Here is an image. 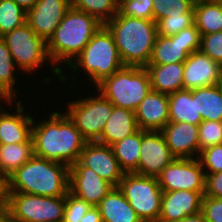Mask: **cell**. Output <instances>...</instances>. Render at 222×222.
Instances as JSON below:
<instances>
[{
    "mask_svg": "<svg viewBox=\"0 0 222 222\" xmlns=\"http://www.w3.org/2000/svg\"><path fill=\"white\" fill-rule=\"evenodd\" d=\"M153 0H118V13L132 18L153 20Z\"/></svg>",
    "mask_w": 222,
    "mask_h": 222,
    "instance_id": "34",
    "label": "cell"
},
{
    "mask_svg": "<svg viewBox=\"0 0 222 222\" xmlns=\"http://www.w3.org/2000/svg\"><path fill=\"white\" fill-rule=\"evenodd\" d=\"M0 222H13L7 211L0 213Z\"/></svg>",
    "mask_w": 222,
    "mask_h": 222,
    "instance_id": "46",
    "label": "cell"
},
{
    "mask_svg": "<svg viewBox=\"0 0 222 222\" xmlns=\"http://www.w3.org/2000/svg\"><path fill=\"white\" fill-rule=\"evenodd\" d=\"M79 161L114 187H118L125 174L120 168L111 146L97 141L86 142Z\"/></svg>",
    "mask_w": 222,
    "mask_h": 222,
    "instance_id": "16",
    "label": "cell"
},
{
    "mask_svg": "<svg viewBox=\"0 0 222 222\" xmlns=\"http://www.w3.org/2000/svg\"><path fill=\"white\" fill-rule=\"evenodd\" d=\"M80 222H102L98 207H91Z\"/></svg>",
    "mask_w": 222,
    "mask_h": 222,
    "instance_id": "43",
    "label": "cell"
},
{
    "mask_svg": "<svg viewBox=\"0 0 222 222\" xmlns=\"http://www.w3.org/2000/svg\"><path fill=\"white\" fill-rule=\"evenodd\" d=\"M176 222H207V221H206V218H205L203 212L200 211L196 214L186 216V217H184L181 220L176 221Z\"/></svg>",
    "mask_w": 222,
    "mask_h": 222,
    "instance_id": "44",
    "label": "cell"
},
{
    "mask_svg": "<svg viewBox=\"0 0 222 222\" xmlns=\"http://www.w3.org/2000/svg\"><path fill=\"white\" fill-rule=\"evenodd\" d=\"M27 12L13 0H0V37L26 23Z\"/></svg>",
    "mask_w": 222,
    "mask_h": 222,
    "instance_id": "32",
    "label": "cell"
},
{
    "mask_svg": "<svg viewBox=\"0 0 222 222\" xmlns=\"http://www.w3.org/2000/svg\"><path fill=\"white\" fill-rule=\"evenodd\" d=\"M118 188L142 222H158L163 191L157 177L125 173Z\"/></svg>",
    "mask_w": 222,
    "mask_h": 222,
    "instance_id": "7",
    "label": "cell"
},
{
    "mask_svg": "<svg viewBox=\"0 0 222 222\" xmlns=\"http://www.w3.org/2000/svg\"><path fill=\"white\" fill-rule=\"evenodd\" d=\"M141 146V129L111 145L120 168L125 173H133L138 168Z\"/></svg>",
    "mask_w": 222,
    "mask_h": 222,
    "instance_id": "30",
    "label": "cell"
},
{
    "mask_svg": "<svg viewBox=\"0 0 222 222\" xmlns=\"http://www.w3.org/2000/svg\"><path fill=\"white\" fill-rule=\"evenodd\" d=\"M17 69L5 40L0 37V96L4 100V105L9 103V108L11 104L14 105V100H17L16 94L19 93L15 90L18 79L14 76L17 73L21 74L18 76H22V73L17 72Z\"/></svg>",
    "mask_w": 222,
    "mask_h": 222,
    "instance_id": "27",
    "label": "cell"
},
{
    "mask_svg": "<svg viewBox=\"0 0 222 222\" xmlns=\"http://www.w3.org/2000/svg\"><path fill=\"white\" fill-rule=\"evenodd\" d=\"M65 196L46 197L7 192V209L13 222H62Z\"/></svg>",
    "mask_w": 222,
    "mask_h": 222,
    "instance_id": "8",
    "label": "cell"
},
{
    "mask_svg": "<svg viewBox=\"0 0 222 222\" xmlns=\"http://www.w3.org/2000/svg\"><path fill=\"white\" fill-rule=\"evenodd\" d=\"M2 38L7 44L16 67L22 71V74L34 73L47 61L51 66L47 42L38 36L27 22L6 33Z\"/></svg>",
    "mask_w": 222,
    "mask_h": 222,
    "instance_id": "9",
    "label": "cell"
},
{
    "mask_svg": "<svg viewBox=\"0 0 222 222\" xmlns=\"http://www.w3.org/2000/svg\"><path fill=\"white\" fill-rule=\"evenodd\" d=\"M69 169L65 164L33 156L7 178V192L65 196L69 192Z\"/></svg>",
    "mask_w": 222,
    "mask_h": 222,
    "instance_id": "3",
    "label": "cell"
},
{
    "mask_svg": "<svg viewBox=\"0 0 222 222\" xmlns=\"http://www.w3.org/2000/svg\"><path fill=\"white\" fill-rule=\"evenodd\" d=\"M15 1L20 7H22L26 12L31 9L37 0H13Z\"/></svg>",
    "mask_w": 222,
    "mask_h": 222,
    "instance_id": "45",
    "label": "cell"
},
{
    "mask_svg": "<svg viewBox=\"0 0 222 222\" xmlns=\"http://www.w3.org/2000/svg\"><path fill=\"white\" fill-rule=\"evenodd\" d=\"M16 103L14 113L6 111L8 107L0 106V144L33 142L32 124L35 116L24 112L26 109L22 101L18 100Z\"/></svg>",
    "mask_w": 222,
    "mask_h": 222,
    "instance_id": "20",
    "label": "cell"
},
{
    "mask_svg": "<svg viewBox=\"0 0 222 222\" xmlns=\"http://www.w3.org/2000/svg\"><path fill=\"white\" fill-rule=\"evenodd\" d=\"M198 160L205 175L222 172V143L200 151Z\"/></svg>",
    "mask_w": 222,
    "mask_h": 222,
    "instance_id": "37",
    "label": "cell"
},
{
    "mask_svg": "<svg viewBox=\"0 0 222 222\" xmlns=\"http://www.w3.org/2000/svg\"><path fill=\"white\" fill-rule=\"evenodd\" d=\"M199 125L169 121L161 133L175 158H198ZM197 155V156H196Z\"/></svg>",
    "mask_w": 222,
    "mask_h": 222,
    "instance_id": "18",
    "label": "cell"
},
{
    "mask_svg": "<svg viewBox=\"0 0 222 222\" xmlns=\"http://www.w3.org/2000/svg\"><path fill=\"white\" fill-rule=\"evenodd\" d=\"M222 83V66L200 50L184 61L183 88L192 90Z\"/></svg>",
    "mask_w": 222,
    "mask_h": 222,
    "instance_id": "17",
    "label": "cell"
},
{
    "mask_svg": "<svg viewBox=\"0 0 222 222\" xmlns=\"http://www.w3.org/2000/svg\"><path fill=\"white\" fill-rule=\"evenodd\" d=\"M199 50L222 66V31L202 35Z\"/></svg>",
    "mask_w": 222,
    "mask_h": 222,
    "instance_id": "39",
    "label": "cell"
},
{
    "mask_svg": "<svg viewBox=\"0 0 222 222\" xmlns=\"http://www.w3.org/2000/svg\"><path fill=\"white\" fill-rule=\"evenodd\" d=\"M124 67L118 48L116 47L113 34L105 25L93 35L81 53L67 67L74 72L71 81H75V73L83 72L89 76V83H94L95 87L105 78L110 77L116 71ZM73 70V71H72ZM86 73V74H85Z\"/></svg>",
    "mask_w": 222,
    "mask_h": 222,
    "instance_id": "5",
    "label": "cell"
},
{
    "mask_svg": "<svg viewBox=\"0 0 222 222\" xmlns=\"http://www.w3.org/2000/svg\"><path fill=\"white\" fill-rule=\"evenodd\" d=\"M163 192H205V173L198 158H175L157 176Z\"/></svg>",
    "mask_w": 222,
    "mask_h": 222,
    "instance_id": "12",
    "label": "cell"
},
{
    "mask_svg": "<svg viewBox=\"0 0 222 222\" xmlns=\"http://www.w3.org/2000/svg\"><path fill=\"white\" fill-rule=\"evenodd\" d=\"M201 37L195 23L172 36L157 35L148 64L184 62L190 54L199 51Z\"/></svg>",
    "mask_w": 222,
    "mask_h": 222,
    "instance_id": "11",
    "label": "cell"
},
{
    "mask_svg": "<svg viewBox=\"0 0 222 222\" xmlns=\"http://www.w3.org/2000/svg\"><path fill=\"white\" fill-rule=\"evenodd\" d=\"M7 209V179L0 174V213Z\"/></svg>",
    "mask_w": 222,
    "mask_h": 222,
    "instance_id": "42",
    "label": "cell"
},
{
    "mask_svg": "<svg viewBox=\"0 0 222 222\" xmlns=\"http://www.w3.org/2000/svg\"><path fill=\"white\" fill-rule=\"evenodd\" d=\"M32 124L34 156L71 167L81 155L86 140L65 112L54 111L49 118ZM35 123V124H34Z\"/></svg>",
    "mask_w": 222,
    "mask_h": 222,
    "instance_id": "1",
    "label": "cell"
},
{
    "mask_svg": "<svg viewBox=\"0 0 222 222\" xmlns=\"http://www.w3.org/2000/svg\"><path fill=\"white\" fill-rule=\"evenodd\" d=\"M174 159L161 131L141 130L140 158L133 173L157 177Z\"/></svg>",
    "mask_w": 222,
    "mask_h": 222,
    "instance_id": "13",
    "label": "cell"
},
{
    "mask_svg": "<svg viewBox=\"0 0 222 222\" xmlns=\"http://www.w3.org/2000/svg\"><path fill=\"white\" fill-rule=\"evenodd\" d=\"M151 88L163 94H172L183 88L184 62L165 65L148 64Z\"/></svg>",
    "mask_w": 222,
    "mask_h": 222,
    "instance_id": "23",
    "label": "cell"
},
{
    "mask_svg": "<svg viewBox=\"0 0 222 222\" xmlns=\"http://www.w3.org/2000/svg\"><path fill=\"white\" fill-rule=\"evenodd\" d=\"M204 196L222 199V172L205 175Z\"/></svg>",
    "mask_w": 222,
    "mask_h": 222,
    "instance_id": "41",
    "label": "cell"
},
{
    "mask_svg": "<svg viewBox=\"0 0 222 222\" xmlns=\"http://www.w3.org/2000/svg\"><path fill=\"white\" fill-rule=\"evenodd\" d=\"M204 193L188 190L163 192L158 222H176L202 211Z\"/></svg>",
    "mask_w": 222,
    "mask_h": 222,
    "instance_id": "19",
    "label": "cell"
},
{
    "mask_svg": "<svg viewBox=\"0 0 222 222\" xmlns=\"http://www.w3.org/2000/svg\"><path fill=\"white\" fill-rule=\"evenodd\" d=\"M114 106L136 111L152 90L145 67L124 66L95 87Z\"/></svg>",
    "mask_w": 222,
    "mask_h": 222,
    "instance_id": "6",
    "label": "cell"
},
{
    "mask_svg": "<svg viewBox=\"0 0 222 222\" xmlns=\"http://www.w3.org/2000/svg\"><path fill=\"white\" fill-rule=\"evenodd\" d=\"M194 23L201 36L222 31V1L195 0Z\"/></svg>",
    "mask_w": 222,
    "mask_h": 222,
    "instance_id": "26",
    "label": "cell"
},
{
    "mask_svg": "<svg viewBox=\"0 0 222 222\" xmlns=\"http://www.w3.org/2000/svg\"><path fill=\"white\" fill-rule=\"evenodd\" d=\"M71 7L95 17L105 25L118 13V0H70Z\"/></svg>",
    "mask_w": 222,
    "mask_h": 222,
    "instance_id": "31",
    "label": "cell"
},
{
    "mask_svg": "<svg viewBox=\"0 0 222 222\" xmlns=\"http://www.w3.org/2000/svg\"><path fill=\"white\" fill-rule=\"evenodd\" d=\"M202 212L207 222H222V199L204 196Z\"/></svg>",
    "mask_w": 222,
    "mask_h": 222,
    "instance_id": "40",
    "label": "cell"
},
{
    "mask_svg": "<svg viewBox=\"0 0 222 222\" xmlns=\"http://www.w3.org/2000/svg\"><path fill=\"white\" fill-rule=\"evenodd\" d=\"M102 25L95 17L73 7L66 11L62 22L47 42L55 78H59L61 82L67 81L66 72L64 73L66 67L81 53ZM61 65L63 66L60 67Z\"/></svg>",
    "mask_w": 222,
    "mask_h": 222,
    "instance_id": "2",
    "label": "cell"
},
{
    "mask_svg": "<svg viewBox=\"0 0 222 222\" xmlns=\"http://www.w3.org/2000/svg\"><path fill=\"white\" fill-rule=\"evenodd\" d=\"M70 7V0H37L27 11L26 22L38 36L48 42Z\"/></svg>",
    "mask_w": 222,
    "mask_h": 222,
    "instance_id": "15",
    "label": "cell"
},
{
    "mask_svg": "<svg viewBox=\"0 0 222 222\" xmlns=\"http://www.w3.org/2000/svg\"><path fill=\"white\" fill-rule=\"evenodd\" d=\"M138 130L135 112L114 106L112 114L105 123L103 132L97 142L111 146L131 136Z\"/></svg>",
    "mask_w": 222,
    "mask_h": 222,
    "instance_id": "22",
    "label": "cell"
},
{
    "mask_svg": "<svg viewBox=\"0 0 222 222\" xmlns=\"http://www.w3.org/2000/svg\"><path fill=\"white\" fill-rule=\"evenodd\" d=\"M141 130L161 131L169 122L168 95L151 90L135 111Z\"/></svg>",
    "mask_w": 222,
    "mask_h": 222,
    "instance_id": "21",
    "label": "cell"
},
{
    "mask_svg": "<svg viewBox=\"0 0 222 222\" xmlns=\"http://www.w3.org/2000/svg\"><path fill=\"white\" fill-rule=\"evenodd\" d=\"M153 20L157 22L165 17H182V14L194 13L195 0H153Z\"/></svg>",
    "mask_w": 222,
    "mask_h": 222,
    "instance_id": "33",
    "label": "cell"
},
{
    "mask_svg": "<svg viewBox=\"0 0 222 222\" xmlns=\"http://www.w3.org/2000/svg\"><path fill=\"white\" fill-rule=\"evenodd\" d=\"M169 121L199 125L203 120L197 116L196 89H182L168 95Z\"/></svg>",
    "mask_w": 222,
    "mask_h": 222,
    "instance_id": "25",
    "label": "cell"
},
{
    "mask_svg": "<svg viewBox=\"0 0 222 222\" xmlns=\"http://www.w3.org/2000/svg\"><path fill=\"white\" fill-rule=\"evenodd\" d=\"M97 93L96 97L88 94L85 99L68 101L65 112L87 142L99 140L114 107L99 91Z\"/></svg>",
    "mask_w": 222,
    "mask_h": 222,
    "instance_id": "10",
    "label": "cell"
},
{
    "mask_svg": "<svg viewBox=\"0 0 222 222\" xmlns=\"http://www.w3.org/2000/svg\"><path fill=\"white\" fill-rule=\"evenodd\" d=\"M113 188L111 183L79 160L69 169V192L93 207H97Z\"/></svg>",
    "mask_w": 222,
    "mask_h": 222,
    "instance_id": "14",
    "label": "cell"
},
{
    "mask_svg": "<svg viewBox=\"0 0 222 222\" xmlns=\"http://www.w3.org/2000/svg\"><path fill=\"white\" fill-rule=\"evenodd\" d=\"M194 24V13L182 14V17H165L156 22L157 35L172 36Z\"/></svg>",
    "mask_w": 222,
    "mask_h": 222,
    "instance_id": "35",
    "label": "cell"
},
{
    "mask_svg": "<svg viewBox=\"0 0 222 222\" xmlns=\"http://www.w3.org/2000/svg\"><path fill=\"white\" fill-rule=\"evenodd\" d=\"M97 207L102 222H142L118 187H114Z\"/></svg>",
    "mask_w": 222,
    "mask_h": 222,
    "instance_id": "24",
    "label": "cell"
},
{
    "mask_svg": "<svg viewBox=\"0 0 222 222\" xmlns=\"http://www.w3.org/2000/svg\"><path fill=\"white\" fill-rule=\"evenodd\" d=\"M33 156V142L0 144V174L7 179Z\"/></svg>",
    "mask_w": 222,
    "mask_h": 222,
    "instance_id": "28",
    "label": "cell"
},
{
    "mask_svg": "<svg viewBox=\"0 0 222 222\" xmlns=\"http://www.w3.org/2000/svg\"><path fill=\"white\" fill-rule=\"evenodd\" d=\"M199 154L207 147L222 143V121H202L199 124Z\"/></svg>",
    "mask_w": 222,
    "mask_h": 222,
    "instance_id": "36",
    "label": "cell"
},
{
    "mask_svg": "<svg viewBox=\"0 0 222 222\" xmlns=\"http://www.w3.org/2000/svg\"><path fill=\"white\" fill-rule=\"evenodd\" d=\"M92 206L70 192L65 195V209L62 222H80Z\"/></svg>",
    "mask_w": 222,
    "mask_h": 222,
    "instance_id": "38",
    "label": "cell"
},
{
    "mask_svg": "<svg viewBox=\"0 0 222 222\" xmlns=\"http://www.w3.org/2000/svg\"><path fill=\"white\" fill-rule=\"evenodd\" d=\"M196 107L203 121H222V83L196 88Z\"/></svg>",
    "mask_w": 222,
    "mask_h": 222,
    "instance_id": "29",
    "label": "cell"
},
{
    "mask_svg": "<svg viewBox=\"0 0 222 222\" xmlns=\"http://www.w3.org/2000/svg\"><path fill=\"white\" fill-rule=\"evenodd\" d=\"M105 26L113 34L124 66L146 67L157 38L156 22L117 13Z\"/></svg>",
    "mask_w": 222,
    "mask_h": 222,
    "instance_id": "4",
    "label": "cell"
}]
</instances>
